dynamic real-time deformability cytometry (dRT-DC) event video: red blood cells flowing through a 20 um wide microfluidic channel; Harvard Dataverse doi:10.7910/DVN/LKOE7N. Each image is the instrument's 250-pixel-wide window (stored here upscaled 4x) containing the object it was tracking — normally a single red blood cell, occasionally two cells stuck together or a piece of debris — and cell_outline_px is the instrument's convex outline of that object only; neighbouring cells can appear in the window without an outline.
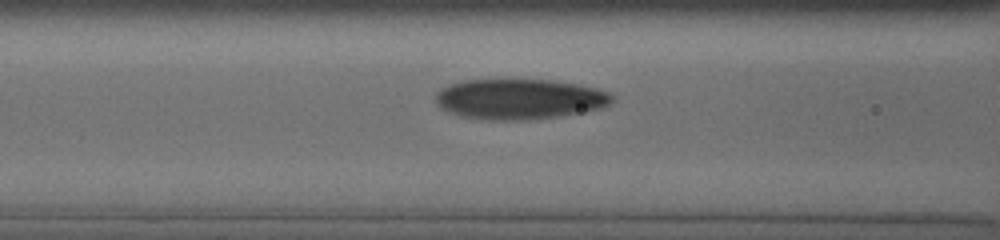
{"species": "human", "species_latin": "Homo sapiens", "temperature_condition": "cold", "stored_images_in_passage": 24, "camera_frame_rate_fps": 3000, "um_per_image_px": 0.085, "donor": {"sex": "male"}, "frame": {"image": 1, "passage_image": 10, "time_ms": 3.0, "image_size_px": [1000, 240], "cell_outline_px": [[612, 100], [608, 104], [600, 108], [560, 116], [524, 120], [492, 120], [460, 116], [436, 104], [436, 92], [440, 88], [448, 84], [464, 80], [500, 76], [552, 80], [580, 84], [596, 88], [608, 92], [612, 96]], "centroid_in_image_um": [44.1, 8.36], "position_along_channel_um": 122.5, "area_um2": 42.54}}
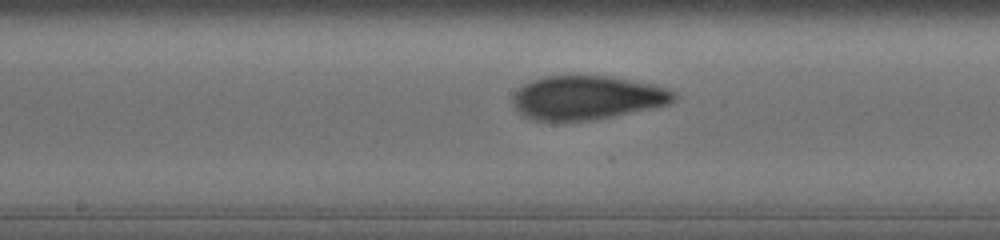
{"frame": {"image": 2, "passage_image": 16, "time_ms": 5.0, "image_size_px": [1000, 240], "cell_outline_px": [[676, 96], [668, 104], [612, 116], [592, 120], [536, 120], [524, 116], [516, 108], [512, 100], [512, 96], [520, 84], [544, 76], [608, 76], [652, 84], [668, 88], [676, 92]], "centroid_in_image_um": [49.85, 8.28], "position_along_channel_um": 198.3, "area_um2": 40.81}}
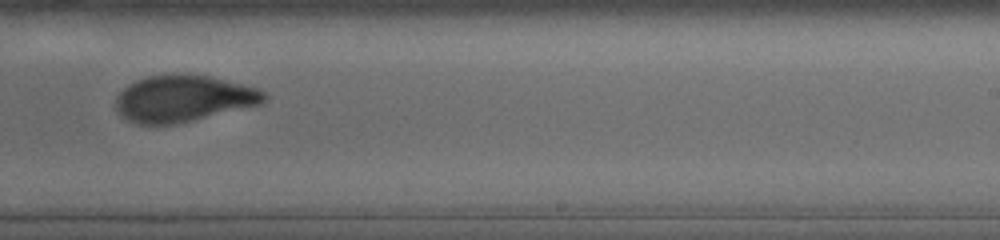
{"frame": {"image": 3, "passage_image": 22, "time_ms": 7.0, "image_size_px": [1000, 240], "cell_outline_px": [[268, 96], [260, 104], [176, 124], [136, 124], [128, 120], [116, 108], [116, 100], [120, 92], [128, 84], [136, 80], [148, 76], [172, 72], [184, 72], [212, 76], [244, 84], [256, 88], [264, 92]], "centroid_in_image_um": [15.58, 8.33], "position_along_channel_um": 273.4, "area_um2": 40.46}}